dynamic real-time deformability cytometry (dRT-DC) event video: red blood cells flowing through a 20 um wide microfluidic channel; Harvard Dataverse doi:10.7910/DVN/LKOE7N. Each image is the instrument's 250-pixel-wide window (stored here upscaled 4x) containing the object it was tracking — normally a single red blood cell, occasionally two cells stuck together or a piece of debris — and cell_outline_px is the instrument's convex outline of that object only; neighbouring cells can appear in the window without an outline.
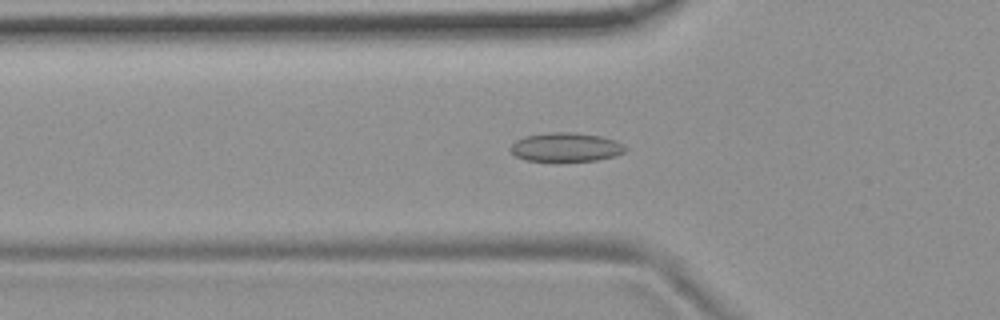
{"species": "common noctule bat (a hibernating species)", "species_latin": "Nyctalus noctula", "temperature_condition": "room temperature", "stored_images_in_passage": 55, "camera_frame_rate_fps": 3000, "um_per_image_px": 0.085, "animal": {"sex": "female", "body_mass_g": 19.9}, "frame": {"image": 1, "passage_image": 19, "time_ms": 6.0, "image_size_px": [1000, 320], "cell_outline_px": [[628, 148], [624, 152], [616, 156], [596, 160], [560, 164], [552, 164], [524, 160], [516, 156], [508, 148], [516, 140], [524, 136], [552, 132], [572, 132], [600, 136], [616, 140], [624, 144]], "centroid_in_image_um": [48.08, 12.56], "position_along_channel_um": 77.7, "area_um2": 20.4}}
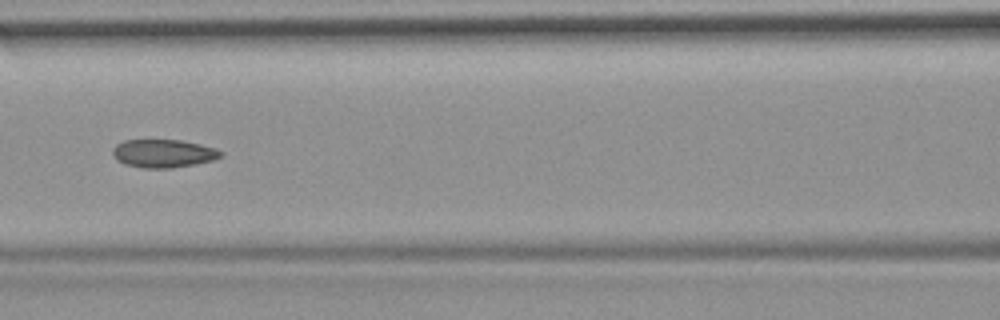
{"frame": {"image": 2, "passage_image": 25, "time_ms": 8.0, "image_size_px": [1000, 320], "cell_outline_px": [[224, 156], [212, 160], [196, 164], [172, 168], [144, 168], [124, 164], [116, 160], [112, 156], [112, 148], [116, 144], [124, 140], [184, 140], [216, 148], [224, 152]], "centroid_in_image_um": [13.89, 13.04], "position_along_channel_um": 152.7, "area_um2": 18.03}}
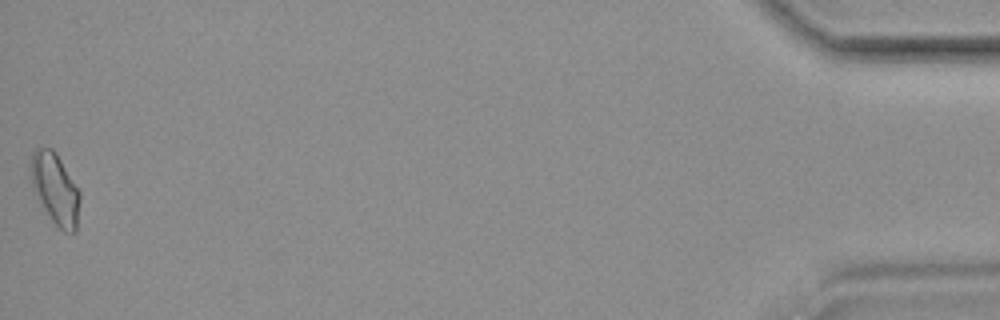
{"frame": {"image": 3, "passage_image": 55, "time_ms": 18.0, "image_size_px": [1000, 320], "cell_outline_px": [[80, 200], [76, 232], [64, 232], [52, 220], [32, 188], [28, 168], [32, 152], [36, 148], [52, 148], [56, 152], [80, 192]], "centroid_in_image_um": [4.67, 16.01], "position_along_channel_um": 430.5, "area_um2": 20.35}, "authors_computed_cell_mechanics": {"area_um2": 18.3804, "velocity_mm_per_s": 3.7267, "shape_relaxation_time_tau1_ms": null, "shape_relaxation_time_tau2_ms": 2.74, "deformation_change_tau1": null, "deformation_change_tau2": 0.0811}}